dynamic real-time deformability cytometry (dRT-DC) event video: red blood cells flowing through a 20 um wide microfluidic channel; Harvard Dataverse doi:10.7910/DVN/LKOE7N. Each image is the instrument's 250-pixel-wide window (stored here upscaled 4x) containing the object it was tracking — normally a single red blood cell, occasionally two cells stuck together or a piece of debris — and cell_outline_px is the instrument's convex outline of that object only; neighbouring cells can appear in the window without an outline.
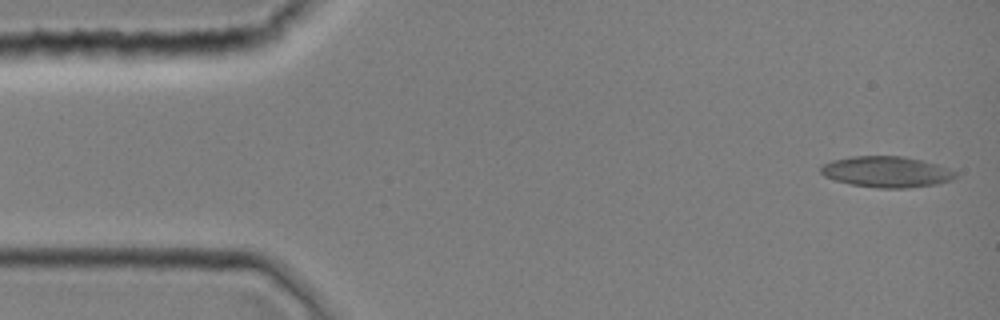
{"species": "common noctule bat (a hibernating species)", "species_latin": "Nyctalus noctula", "temperature_condition": "room temperature", "stored_images_in_passage": 1, "camera_frame_rate_fps": 3000, "um_per_image_px": 0.085, "animal": {"sex": "female", "body_mass_g": 19.0, "forearm_length_mm": 51.5}, "frame": {"image": 1, "passage_image": 1, "time_ms": 0.0, "image_size_px": [1000, 320], "cell_outline_px": [[956, 176], [952, 180], [936, 184], [908, 188], [876, 188], [852, 184], [836, 180], [824, 176], [820, 172], [820, 168], [824, 164], [832, 160], [852, 156], [904, 156], [924, 160], [948, 168], [956, 172]], "centroid_in_image_um": [75.37, 14.6], "position_along_channel_um": 9.6, "area_um2": 24.33}}